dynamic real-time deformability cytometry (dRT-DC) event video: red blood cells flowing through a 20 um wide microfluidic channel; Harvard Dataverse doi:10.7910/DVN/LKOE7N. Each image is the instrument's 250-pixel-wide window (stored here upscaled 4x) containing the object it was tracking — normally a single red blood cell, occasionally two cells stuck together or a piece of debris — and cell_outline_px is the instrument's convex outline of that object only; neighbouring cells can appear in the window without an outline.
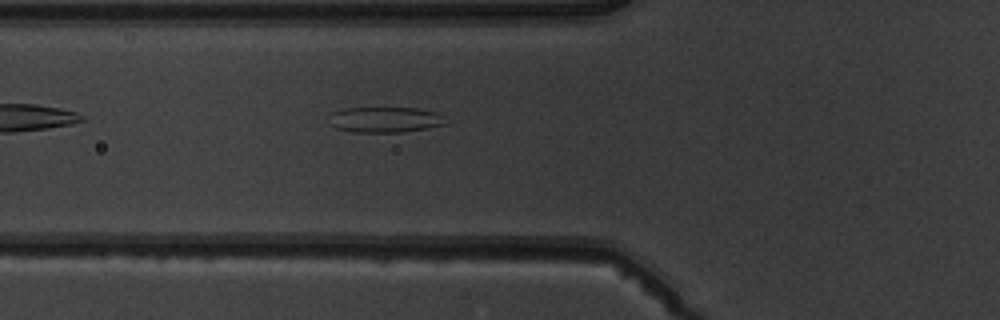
{"species": "common noctule bat (a hibernating species)", "species_latin": "Nyctalus noctula", "temperature_condition": "warm", "stored_images_in_passage": 4, "camera_frame_rate_fps": 3000, "um_per_image_px": 0.085, "animal": {"sex": "male", "body_mass_g": 19.5, "forearm_length_mm": 54.6}, "frame": {"image": 1, "passage_image": 4, "time_ms": 4.333, "image_size_px": [1000, 320], "cell_outline_px": [[448, 124], [428, 128], [400, 132], [352, 132], [336, 128], [328, 124], [328, 116], [332, 112], [344, 108], [416, 108], [436, 112]], "centroid_in_image_um": [32.65, 10.17], "position_along_channel_um": 93.1, "area_um2": 17.46}}